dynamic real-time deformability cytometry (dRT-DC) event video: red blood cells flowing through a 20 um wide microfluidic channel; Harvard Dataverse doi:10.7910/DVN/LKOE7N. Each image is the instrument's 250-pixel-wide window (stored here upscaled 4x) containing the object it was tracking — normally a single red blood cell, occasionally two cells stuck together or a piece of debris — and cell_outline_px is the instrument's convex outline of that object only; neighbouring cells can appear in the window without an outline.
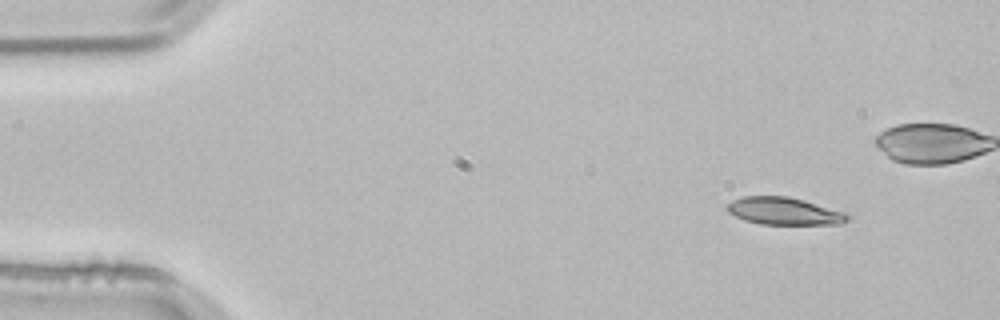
{"species": "common noctule bat (a hibernating species)", "species_latin": "Nyctalus noctula", "temperature_condition": "room temperature", "stored_images_in_passage": 51, "camera_frame_rate_fps": 3000, "um_per_image_px": 0.085, "animal": {"sex": "male", "body_mass_g": 21.5, "forearm_length_mm": 52.0}, "frame": {"image": 1, "passage_image": 5, "time_ms": 1.333, "image_size_px": [1000, 320], "cell_outline_px": [[848, 220], [840, 224], [760, 224], [744, 220], [728, 212], [724, 208], [732, 200], [744, 196], [788, 196], [804, 200], [844, 212], [848, 216]], "centroid_in_image_um": [66.6, 17.94], "position_along_channel_um": 18.4, "area_um2": 19.13}}
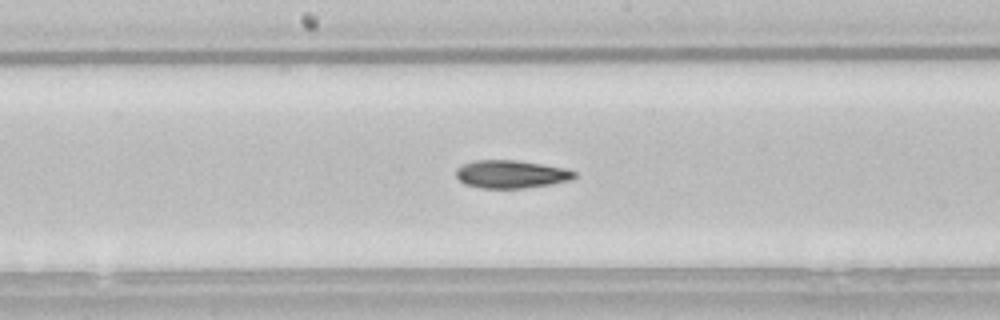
{"frame": {"image": 2, "passage_image": 27, "time_ms": 8.667, "image_size_px": [1000, 320], "cell_outline_px": [[576, 176], [572, 180], [552, 184], [524, 188], [480, 188], [464, 184], [456, 176], [456, 168], [472, 160], [516, 160], [564, 168], [576, 172]], "centroid_in_image_um": [43.43, 14.81], "position_along_channel_um": 204.8, "area_um2": 19.31}}
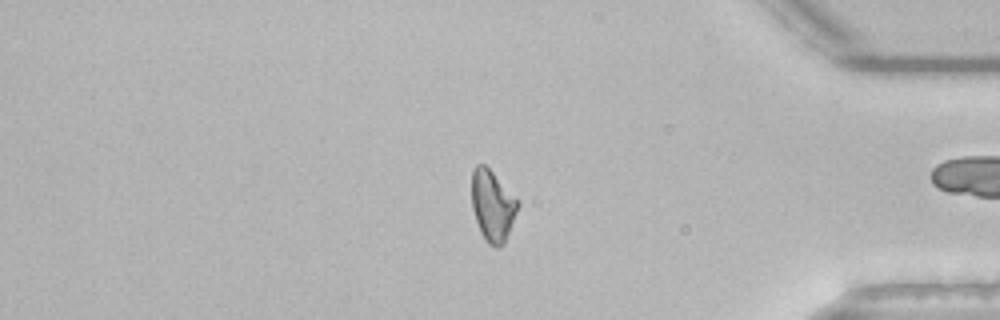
{"frame": {"image": 3, "passage_image": 44, "time_ms": 14.333, "image_size_px": [1000, 320], "cell_outline_px": [[520, 204], [504, 244], [500, 248], [496, 248], [488, 244], [480, 232], [472, 208], [472, 168], [476, 164], [484, 164], [520, 200]], "centroid_in_image_um": [41.88, 17.49], "position_along_channel_um": 393.3, "area_um2": 19.25}, "authors_computed_cell_mechanics": {"area_um2": 19.3052, "velocity_mm_per_s": 3.8313, "shape_relaxation_time_tau1_ms": 6.4573, "shape_relaxation_time_tau2_ms": 5.5981, "deformation_change_tau1": 0.1755, "deformation_change_tau2": 0.1408}}